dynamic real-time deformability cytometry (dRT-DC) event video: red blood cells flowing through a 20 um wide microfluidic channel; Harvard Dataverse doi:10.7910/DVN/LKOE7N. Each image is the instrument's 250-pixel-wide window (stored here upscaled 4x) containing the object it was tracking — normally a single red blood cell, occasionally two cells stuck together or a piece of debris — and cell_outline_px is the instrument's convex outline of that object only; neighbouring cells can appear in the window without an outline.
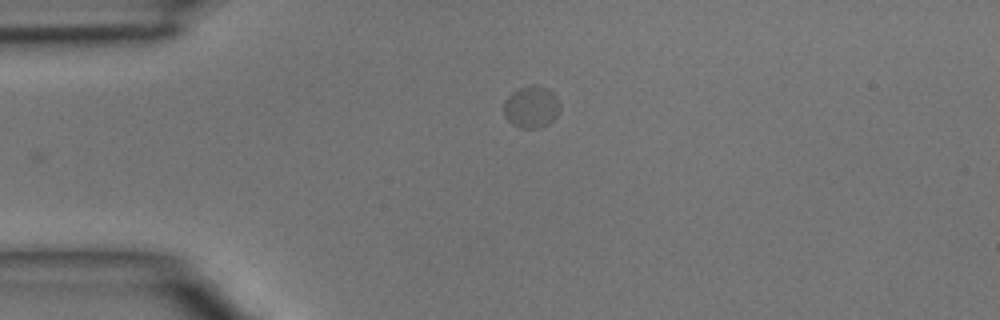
{"species": "common noctule bat (a hibernating species)", "species_latin": "Nyctalus noctula", "temperature_condition": "room temperature", "stored_images_in_passage": 3, "camera_frame_rate_fps": 3000, "um_per_image_px": 0.085, "animal": {"sex": "male", "body_mass_g": 15.6}, "frame": {"image": 1, "passage_image": 3, "time_ms": 2.0, "image_size_px": [1000, 320], "cell_outline_px": [[560, 108], [556, 116], [548, 124], [540, 128], [520, 128], [512, 124], [504, 116], [504, 100], [512, 92], [520, 88], [548, 88], [556, 96], [560, 104]], "centroid_in_image_um": [45.15, 9.14], "position_along_channel_um": 39.8, "area_um2": 13.41}}